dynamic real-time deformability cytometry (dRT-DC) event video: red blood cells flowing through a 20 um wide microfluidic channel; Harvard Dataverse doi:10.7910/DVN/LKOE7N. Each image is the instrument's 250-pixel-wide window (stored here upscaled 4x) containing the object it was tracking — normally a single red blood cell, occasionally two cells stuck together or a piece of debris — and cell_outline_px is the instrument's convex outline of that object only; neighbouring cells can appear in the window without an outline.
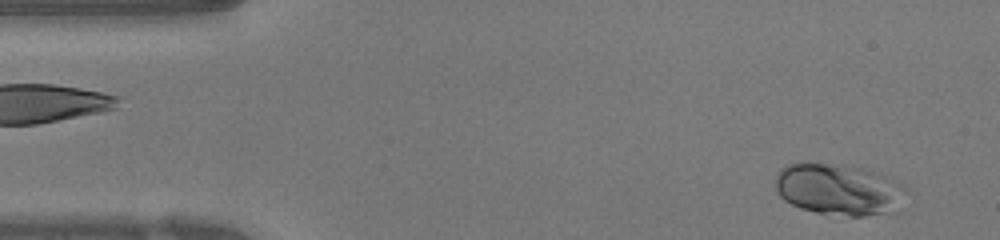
{"species": "human", "species_latin": "Homo sapiens", "temperature_condition": "warm", "stored_images_in_passage": 46, "camera_frame_rate_fps": 3000, "um_per_image_px": 0.085, "donor": {"sex": "female"}, "frame": {"image": 1, "passage_image": 2, "time_ms": 0.333, "image_size_px": [1000, 240], "cell_outline_px": [[908, 192], [900, 212], [864, 216], [852, 216], [816, 212], [800, 208], [784, 200], [776, 192], [776, 176], [780, 168], [788, 164], [828, 164], [864, 168], [876, 172], [904, 184], [908, 188]], "centroid_in_image_um": [71.4, 16.13], "position_along_channel_um": 13.6, "area_um2": 39.65}}
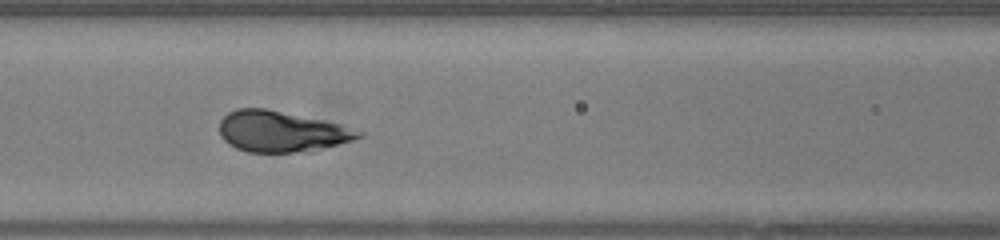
{"frame": {"image": 2, "passage_image": 18, "time_ms": 5.667, "image_size_px": [1000, 240], "cell_outline_px": [[364, 136], [352, 140], [312, 152], [248, 152], [236, 148], [228, 144], [220, 136], [220, 120], [228, 112], [236, 108], [264, 108], [324, 120], [340, 124], [364, 132]], "centroid_in_image_um": [23.92, 11.18], "position_along_channel_um": 142.7, "area_um2": 33.35}}
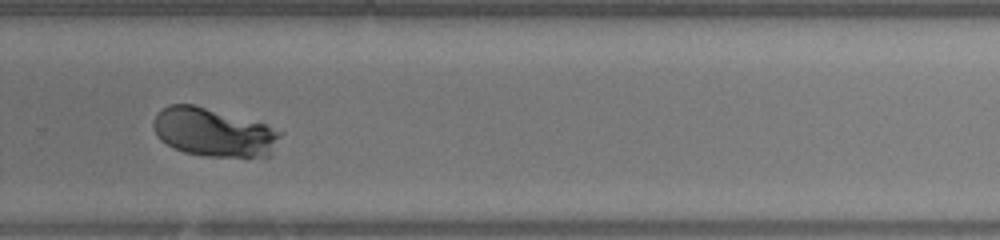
{"frame": {"image": 3, "passage_image": 30, "time_ms": 9.667, "image_size_px": [1000, 240], "cell_outline_px": [[284, 132], [268, 156], [204, 156], [184, 152], [160, 140], [152, 124], [156, 116], [164, 108], [172, 104], [192, 104], [264, 124]], "centroid_in_image_um": [18.16, 11.25], "position_along_channel_um": 311.6, "area_um2": 35.08}, "authors_computed_cell_mechanics": {"area_um2": 34.7667, "velocity_mm_per_s": 4.2325, "shape_relaxation_time_tau1_ms": 2.1606, "shape_relaxation_time_tau2_ms": null, "deformation_change_tau1": 0.1199, "deformation_change_tau2": null}}